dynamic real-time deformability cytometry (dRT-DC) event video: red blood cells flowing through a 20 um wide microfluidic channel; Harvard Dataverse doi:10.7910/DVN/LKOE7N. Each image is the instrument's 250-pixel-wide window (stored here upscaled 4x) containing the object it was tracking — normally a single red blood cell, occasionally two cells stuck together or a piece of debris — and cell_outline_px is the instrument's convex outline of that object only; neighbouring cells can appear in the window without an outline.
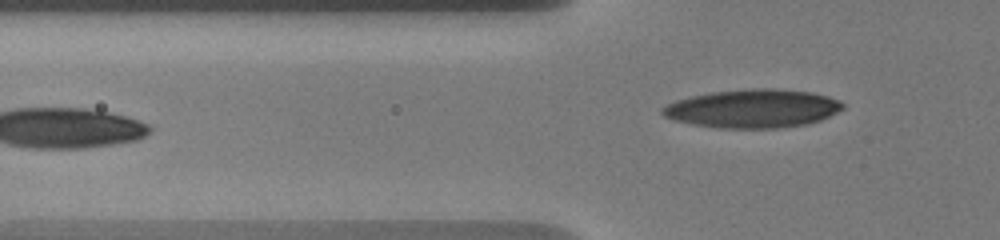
{"species": "human", "species_latin": "Homo sapiens", "temperature_condition": "warm", "stored_images_in_passage": 12, "camera_frame_rate_fps": 3000, "um_per_image_px": 0.085, "donor": {"sex": "male"}, "frame": {"image": 1, "passage_image": 12, "time_ms": 7.0, "image_size_px": [1000, 240], "cell_outline_px": [[844, 108], [820, 120], [808, 124], [780, 128], [720, 128], [692, 124], [672, 120], [664, 116], [660, 112], [660, 108], [676, 100], [692, 96], [712, 92], [752, 88], [776, 88], [812, 92], [828, 96], [840, 100], [844, 104]], "centroid_in_image_um": [63.99, 9.22], "position_along_channel_um": 61.8, "area_um2": 40.63}}